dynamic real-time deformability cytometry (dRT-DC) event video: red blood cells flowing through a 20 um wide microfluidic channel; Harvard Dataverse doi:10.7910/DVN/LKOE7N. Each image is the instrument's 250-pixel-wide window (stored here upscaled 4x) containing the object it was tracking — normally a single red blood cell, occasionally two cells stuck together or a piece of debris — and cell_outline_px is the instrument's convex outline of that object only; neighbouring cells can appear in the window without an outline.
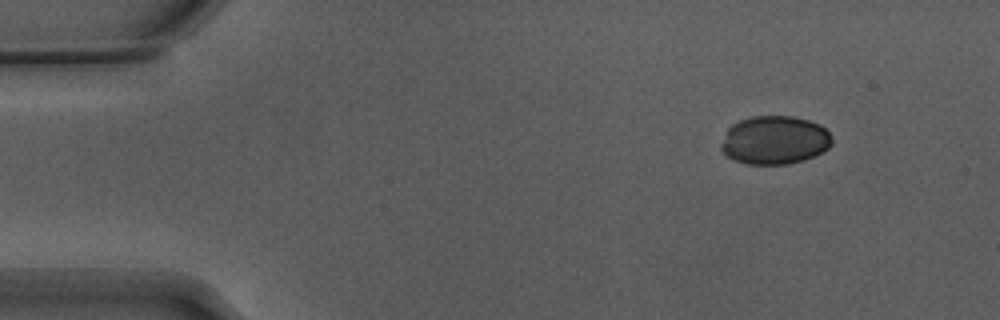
{"species": "Egyptian fruit bat (a non-hibernating species)", "species_latin": "Rousettus aegyptiacus", "temperature_condition": "warm", "stored_images_in_passage": 48, "camera_frame_rate_fps": 3000, "um_per_image_px": 0.085, "animal": {"sex": "male"}, "frame": {"image": 1, "passage_image": 1, "time_ms": 0.0, "image_size_px": [1000, 320], "cell_outline_px": [[832, 144], [828, 148], [812, 156], [788, 164], [748, 164], [736, 160], [728, 156], [720, 148], [720, 144], [728, 128], [732, 124], [740, 120], [752, 116], [792, 116], [808, 120], [820, 124], [828, 132], [832, 140]], "centroid_in_image_um": [65.82, 11.89], "position_along_channel_um": 19.2, "area_um2": 31.04}}
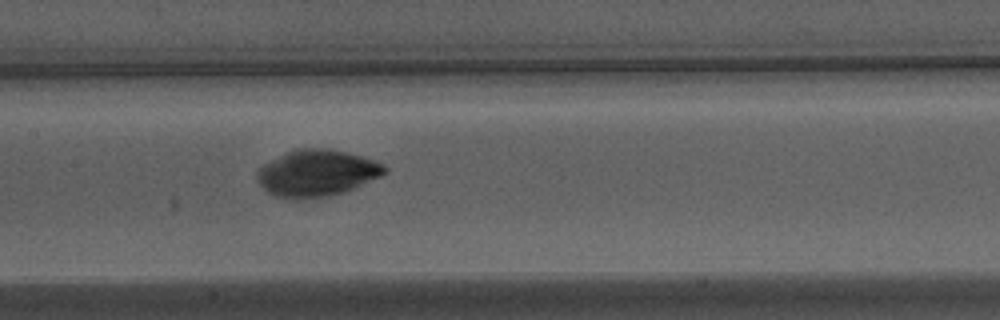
{"frame": {"image": 2, "passage_image": 21, "time_ms": 6.667, "image_size_px": [1000, 320], "cell_outline_px": [[388, 172], [380, 176], [344, 192], [328, 196], [300, 200], [284, 200], [272, 196], [256, 180], [256, 172], [264, 164], [288, 152], [300, 148], [332, 148], [360, 156], [384, 164], [388, 168]], "centroid_in_image_um": [26.9, 14.74], "position_along_channel_um": 180.5, "area_um2": 34.8}}
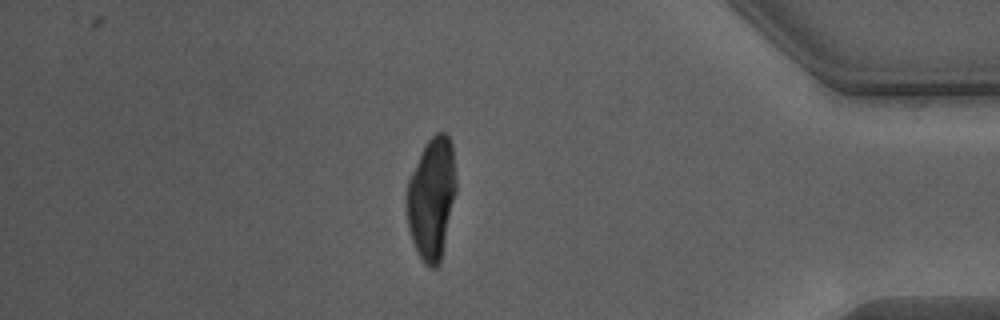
{"frame": {"image": 3, "passage_image": 41, "time_ms": 13.333, "image_size_px": [1000, 320], "cell_outline_px": [[456, 192], [440, 264], [436, 268], [428, 268], [424, 264], [412, 240], [408, 228], [404, 204], [404, 196], [408, 180], [424, 144], [436, 132], [444, 132], [448, 136], [452, 144], [456, 180]], "centroid_in_image_um": [36.66, 16.86], "position_along_channel_um": 398.5, "area_um2": 35.72}}